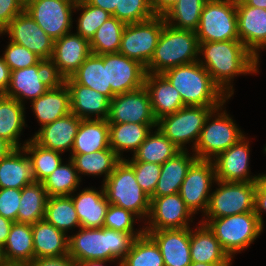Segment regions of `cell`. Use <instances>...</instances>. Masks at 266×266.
<instances>
[{"instance_id": "d6a6232c", "label": "cell", "mask_w": 266, "mask_h": 266, "mask_svg": "<svg viewBox=\"0 0 266 266\" xmlns=\"http://www.w3.org/2000/svg\"><path fill=\"white\" fill-rule=\"evenodd\" d=\"M109 123L106 119L81 120L72 147V154H88L108 149Z\"/></svg>"}, {"instance_id": "7402d4cb", "label": "cell", "mask_w": 266, "mask_h": 266, "mask_svg": "<svg viewBox=\"0 0 266 266\" xmlns=\"http://www.w3.org/2000/svg\"><path fill=\"white\" fill-rule=\"evenodd\" d=\"M158 245L165 266H190V227L144 230Z\"/></svg>"}, {"instance_id": "c3c4849f", "label": "cell", "mask_w": 266, "mask_h": 266, "mask_svg": "<svg viewBox=\"0 0 266 266\" xmlns=\"http://www.w3.org/2000/svg\"><path fill=\"white\" fill-rule=\"evenodd\" d=\"M137 216L131 211L109 204L103 227L113 229L121 232H128L129 234H143L144 229L137 232L134 231V219ZM135 232V233H134Z\"/></svg>"}, {"instance_id": "bcb514c9", "label": "cell", "mask_w": 266, "mask_h": 266, "mask_svg": "<svg viewBox=\"0 0 266 266\" xmlns=\"http://www.w3.org/2000/svg\"><path fill=\"white\" fill-rule=\"evenodd\" d=\"M82 9L78 19L77 33L89 41L95 35L97 29L112 15L96 6L88 4L85 0L77 1L75 9Z\"/></svg>"}, {"instance_id": "5b68a950", "label": "cell", "mask_w": 266, "mask_h": 266, "mask_svg": "<svg viewBox=\"0 0 266 266\" xmlns=\"http://www.w3.org/2000/svg\"><path fill=\"white\" fill-rule=\"evenodd\" d=\"M109 204L131 211L138 218L148 217L150 197L136 181L133 168L121 160L102 185Z\"/></svg>"}, {"instance_id": "83f0119b", "label": "cell", "mask_w": 266, "mask_h": 266, "mask_svg": "<svg viewBox=\"0 0 266 266\" xmlns=\"http://www.w3.org/2000/svg\"><path fill=\"white\" fill-rule=\"evenodd\" d=\"M2 254L5 264L29 265L34 260L32 224L14 222Z\"/></svg>"}, {"instance_id": "f5cc1de1", "label": "cell", "mask_w": 266, "mask_h": 266, "mask_svg": "<svg viewBox=\"0 0 266 266\" xmlns=\"http://www.w3.org/2000/svg\"><path fill=\"white\" fill-rule=\"evenodd\" d=\"M24 7V0H0V29L3 31Z\"/></svg>"}, {"instance_id": "e575fe53", "label": "cell", "mask_w": 266, "mask_h": 266, "mask_svg": "<svg viewBox=\"0 0 266 266\" xmlns=\"http://www.w3.org/2000/svg\"><path fill=\"white\" fill-rule=\"evenodd\" d=\"M24 108L16 99L0 94V137L14 148H21L18 141L25 126Z\"/></svg>"}, {"instance_id": "484cf974", "label": "cell", "mask_w": 266, "mask_h": 266, "mask_svg": "<svg viewBox=\"0 0 266 266\" xmlns=\"http://www.w3.org/2000/svg\"><path fill=\"white\" fill-rule=\"evenodd\" d=\"M144 87L157 120L184 107L179 92L162 74L146 73Z\"/></svg>"}, {"instance_id": "680465c9", "label": "cell", "mask_w": 266, "mask_h": 266, "mask_svg": "<svg viewBox=\"0 0 266 266\" xmlns=\"http://www.w3.org/2000/svg\"><path fill=\"white\" fill-rule=\"evenodd\" d=\"M88 4L102 8L109 14L113 15L117 5V0H85Z\"/></svg>"}, {"instance_id": "1f68e13d", "label": "cell", "mask_w": 266, "mask_h": 266, "mask_svg": "<svg viewBox=\"0 0 266 266\" xmlns=\"http://www.w3.org/2000/svg\"><path fill=\"white\" fill-rule=\"evenodd\" d=\"M34 259L42 257H62L68 255L67 233L57 229L47 221L32 224Z\"/></svg>"}, {"instance_id": "8fae6325", "label": "cell", "mask_w": 266, "mask_h": 266, "mask_svg": "<svg viewBox=\"0 0 266 266\" xmlns=\"http://www.w3.org/2000/svg\"><path fill=\"white\" fill-rule=\"evenodd\" d=\"M165 23L164 16L155 15L144 22L126 24L119 53L146 67L153 57Z\"/></svg>"}, {"instance_id": "b9f144b4", "label": "cell", "mask_w": 266, "mask_h": 266, "mask_svg": "<svg viewBox=\"0 0 266 266\" xmlns=\"http://www.w3.org/2000/svg\"><path fill=\"white\" fill-rule=\"evenodd\" d=\"M126 23L111 16L96 31L90 42L92 54L102 55L119 52Z\"/></svg>"}, {"instance_id": "6125c7cd", "label": "cell", "mask_w": 266, "mask_h": 266, "mask_svg": "<svg viewBox=\"0 0 266 266\" xmlns=\"http://www.w3.org/2000/svg\"><path fill=\"white\" fill-rule=\"evenodd\" d=\"M244 2L249 6L266 9V0H244Z\"/></svg>"}, {"instance_id": "d6986e66", "label": "cell", "mask_w": 266, "mask_h": 266, "mask_svg": "<svg viewBox=\"0 0 266 266\" xmlns=\"http://www.w3.org/2000/svg\"><path fill=\"white\" fill-rule=\"evenodd\" d=\"M191 211L185 205L179 193L161 197H150L148 214L149 227L144 230L183 229L189 228ZM150 219V221H149Z\"/></svg>"}, {"instance_id": "003e7915", "label": "cell", "mask_w": 266, "mask_h": 266, "mask_svg": "<svg viewBox=\"0 0 266 266\" xmlns=\"http://www.w3.org/2000/svg\"><path fill=\"white\" fill-rule=\"evenodd\" d=\"M3 266H29V265L4 264Z\"/></svg>"}, {"instance_id": "8d00e7d4", "label": "cell", "mask_w": 266, "mask_h": 266, "mask_svg": "<svg viewBox=\"0 0 266 266\" xmlns=\"http://www.w3.org/2000/svg\"><path fill=\"white\" fill-rule=\"evenodd\" d=\"M78 84L106 95L110 100L115 96L111 86H107V64L96 54H90L71 76Z\"/></svg>"}, {"instance_id": "60d3db41", "label": "cell", "mask_w": 266, "mask_h": 266, "mask_svg": "<svg viewBox=\"0 0 266 266\" xmlns=\"http://www.w3.org/2000/svg\"><path fill=\"white\" fill-rule=\"evenodd\" d=\"M44 220L65 233L73 227L80 228V221L70 195L48 197Z\"/></svg>"}, {"instance_id": "ba28073f", "label": "cell", "mask_w": 266, "mask_h": 266, "mask_svg": "<svg viewBox=\"0 0 266 266\" xmlns=\"http://www.w3.org/2000/svg\"><path fill=\"white\" fill-rule=\"evenodd\" d=\"M221 107L215 108L205 120L199 140L193 148L197 159L213 160L244 137L242 131L225 111L217 113L218 117L215 116V120L210 123L209 120L215 115L214 113L221 111Z\"/></svg>"}, {"instance_id": "11a10c76", "label": "cell", "mask_w": 266, "mask_h": 266, "mask_svg": "<svg viewBox=\"0 0 266 266\" xmlns=\"http://www.w3.org/2000/svg\"><path fill=\"white\" fill-rule=\"evenodd\" d=\"M29 266H77L68 255L62 257H42L34 259Z\"/></svg>"}, {"instance_id": "4316f807", "label": "cell", "mask_w": 266, "mask_h": 266, "mask_svg": "<svg viewBox=\"0 0 266 266\" xmlns=\"http://www.w3.org/2000/svg\"><path fill=\"white\" fill-rule=\"evenodd\" d=\"M190 254L192 262L232 264L231 258L220 245L213 232L204 223L193 233L190 229Z\"/></svg>"}, {"instance_id": "f35d334b", "label": "cell", "mask_w": 266, "mask_h": 266, "mask_svg": "<svg viewBox=\"0 0 266 266\" xmlns=\"http://www.w3.org/2000/svg\"><path fill=\"white\" fill-rule=\"evenodd\" d=\"M70 159L74 162L78 174L101 175L105 174V181L121 161L111 149L98 150L88 154H72Z\"/></svg>"}, {"instance_id": "91938a15", "label": "cell", "mask_w": 266, "mask_h": 266, "mask_svg": "<svg viewBox=\"0 0 266 266\" xmlns=\"http://www.w3.org/2000/svg\"><path fill=\"white\" fill-rule=\"evenodd\" d=\"M13 221L0 215V247L2 248L7 241Z\"/></svg>"}, {"instance_id": "52a82bcc", "label": "cell", "mask_w": 266, "mask_h": 266, "mask_svg": "<svg viewBox=\"0 0 266 266\" xmlns=\"http://www.w3.org/2000/svg\"><path fill=\"white\" fill-rule=\"evenodd\" d=\"M195 32L199 43L239 40L236 0H208Z\"/></svg>"}, {"instance_id": "681fc988", "label": "cell", "mask_w": 266, "mask_h": 266, "mask_svg": "<svg viewBox=\"0 0 266 266\" xmlns=\"http://www.w3.org/2000/svg\"><path fill=\"white\" fill-rule=\"evenodd\" d=\"M134 170L137 183L151 197L157 187L161 165L148 162H127Z\"/></svg>"}, {"instance_id": "03108f58", "label": "cell", "mask_w": 266, "mask_h": 266, "mask_svg": "<svg viewBox=\"0 0 266 266\" xmlns=\"http://www.w3.org/2000/svg\"><path fill=\"white\" fill-rule=\"evenodd\" d=\"M5 264L2 254V248L0 247V266H3Z\"/></svg>"}, {"instance_id": "9c48e42d", "label": "cell", "mask_w": 266, "mask_h": 266, "mask_svg": "<svg viewBox=\"0 0 266 266\" xmlns=\"http://www.w3.org/2000/svg\"><path fill=\"white\" fill-rule=\"evenodd\" d=\"M217 107L184 106L157 120V128L180 150L190 141L195 148L208 115Z\"/></svg>"}, {"instance_id": "d4e9b609", "label": "cell", "mask_w": 266, "mask_h": 266, "mask_svg": "<svg viewBox=\"0 0 266 266\" xmlns=\"http://www.w3.org/2000/svg\"><path fill=\"white\" fill-rule=\"evenodd\" d=\"M31 102L41 127L71 113L70 92L64 81L58 80L43 95Z\"/></svg>"}, {"instance_id": "cb8c5ba5", "label": "cell", "mask_w": 266, "mask_h": 266, "mask_svg": "<svg viewBox=\"0 0 266 266\" xmlns=\"http://www.w3.org/2000/svg\"><path fill=\"white\" fill-rule=\"evenodd\" d=\"M81 120L73 113H69L41 127L31 139L41 147L60 153L72 150Z\"/></svg>"}, {"instance_id": "7bdbcfd3", "label": "cell", "mask_w": 266, "mask_h": 266, "mask_svg": "<svg viewBox=\"0 0 266 266\" xmlns=\"http://www.w3.org/2000/svg\"><path fill=\"white\" fill-rule=\"evenodd\" d=\"M119 266H165L155 241L143 233L133 242L131 250L119 261Z\"/></svg>"}, {"instance_id": "f907efd6", "label": "cell", "mask_w": 266, "mask_h": 266, "mask_svg": "<svg viewBox=\"0 0 266 266\" xmlns=\"http://www.w3.org/2000/svg\"><path fill=\"white\" fill-rule=\"evenodd\" d=\"M4 52L2 57L11 71L33 66L41 60L28 48L11 41Z\"/></svg>"}, {"instance_id": "f1b7e54d", "label": "cell", "mask_w": 266, "mask_h": 266, "mask_svg": "<svg viewBox=\"0 0 266 266\" xmlns=\"http://www.w3.org/2000/svg\"><path fill=\"white\" fill-rule=\"evenodd\" d=\"M77 212L80 227L102 228L109 202L106 199L104 189H83L77 196L70 195Z\"/></svg>"}, {"instance_id": "e7e4bbea", "label": "cell", "mask_w": 266, "mask_h": 266, "mask_svg": "<svg viewBox=\"0 0 266 266\" xmlns=\"http://www.w3.org/2000/svg\"><path fill=\"white\" fill-rule=\"evenodd\" d=\"M231 264H210V263H197L192 262L190 266H230Z\"/></svg>"}, {"instance_id": "74e56055", "label": "cell", "mask_w": 266, "mask_h": 266, "mask_svg": "<svg viewBox=\"0 0 266 266\" xmlns=\"http://www.w3.org/2000/svg\"><path fill=\"white\" fill-rule=\"evenodd\" d=\"M48 195L42 183L34 182L21 189V200L17 213V222L35 224L43 220Z\"/></svg>"}, {"instance_id": "816d5d0a", "label": "cell", "mask_w": 266, "mask_h": 266, "mask_svg": "<svg viewBox=\"0 0 266 266\" xmlns=\"http://www.w3.org/2000/svg\"><path fill=\"white\" fill-rule=\"evenodd\" d=\"M20 200L21 189L0 188V215L17 222Z\"/></svg>"}, {"instance_id": "9a60e30c", "label": "cell", "mask_w": 266, "mask_h": 266, "mask_svg": "<svg viewBox=\"0 0 266 266\" xmlns=\"http://www.w3.org/2000/svg\"><path fill=\"white\" fill-rule=\"evenodd\" d=\"M91 54L90 42L79 34L71 32L54 40L49 65L57 80L71 77Z\"/></svg>"}, {"instance_id": "ac0fdd59", "label": "cell", "mask_w": 266, "mask_h": 266, "mask_svg": "<svg viewBox=\"0 0 266 266\" xmlns=\"http://www.w3.org/2000/svg\"><path fill=\"white\" fill-rule=\"evenodd\" d=\"M107 64V86L115 95L137 90L144 86L146 69L139 61L121 53L99 55Z\"/></svg>"}, {"instance_id": "7dc6e473", "label": "cell", "mask_w": 266, "mask_h": 266, "mask_svg": "<svg viewBox=\"0 0 266 266\" xmlns=\"http://www.w3.org/2000/svg\"><path fill=\"white\" fill-rule=\"evenodd\" d=\"M126 24L147 21L155 16L148 0H117L112 15Z\"/></svg>"}, {"instance_id": "44dd1931", "label": "cell", "mask_w": 266, "mask_h": 266, "mask_svg": "<svg viewBox=\"0 0 266 266\" xmlns=\"http://www.w3.org/2000/svg\"><path fill=\"white\" fill-rule=\"evenodd\" d=\"M239 40L259 60V49H266V9L236 0Z\"/></svg>"}, {"instance_id": "e0dca14e", "label": "cell", "mask_w": 266, "mask_h": 266, "mask_svg": "<svg viewBox=\"0 0 266 266\" xmlns=\"http://www.w3.org/2000/svg\"><path fill=\"white\" fill-rule=\"evenodd\" d=\"M4 32L9 34L11 42L28 48L41 60L49 62L54 39L48 36L25 10L11 20Z\"/></svg>"}, {"instance_id": "603a6c76", "label": "cell", "mask_w": 266, "mask_h": 266, "mask_svg": "<svg viewBox=\"0 0 266 266\" xmlns=\"http://www.w3.org/2000/svg\"><path fill=\"white\" fill-rule=\"evenodd\" d=\"M63 81L70 92L71 113L82 120L91 119V116H96L94 119H107L110 99L106 95L78 84L72 77Z\"/></svg>"}, {"instance_id": "6f0895ef", "label": "cell", "mask_w": 266, "mask_h": 266, "mask_svg": "<svg viewBox=\"0 0 266 266\" xmlns=\"http://www.w3.org/2000/svg\"><path fill=\"white\" fill-rule=\"evenodd\" d=\"M178 0H154L151 3L155 15L163 16Z\"/></svg>"}, {"instance_id": "f6af8a7d", "label": "cell", "mask_w": 266, "mask_h": 266, "mask_svg": "<svg viewBox=\"0 0 266 266\" xmlns=\"http://www.w3.org/2000/svg\"><path fill=\"white\" fill-rule=\"evenodd\" d=\"M22 147L31 160L35 182L41 183L62 163L60 152L41 147L32 139Z\"/></svg>"}, {"instance_id": "f546056e", "label": "cell", "mask_w": 266, "mask_h": 266, "mask_svg": "<svg viewBox=\"0 0 266 266\" xmlns=\"http://www.w3.org/2000/svg\"><path fill=\"white\" fill-rule=\"evenodd\" d=\"M26 155L23 147L15 148L0 160V188L22 189L35 182L31 160Z\"/></svg>"}, {"instance_id": "3957f363", "label": "cell", "mask_w": 266, "mask_h": 266, "mask_svg": "<svg viewBox=\"0 0 266 266\" xmlns=\"http://www.w3.org/2000/svg\"><path fill=\"white\" fill-rule=\"evenodd\" d=\"M162 75L179 92L184 106L220 107L229 99L199 61L167 69Z\"/></svg>"}, {"instance_id": "4dcf8cb0", "label": "cell", "mask_w": 266, "mask_h": 266, "mask_svg": "<svg viewBox=\"0 0 266 266\" xmlns=\"http://www.w3.org/2000/svg\"><path fill=\"white\" fill-rule=\"evenodd\" d=\"M196 160V155L190 157L186 150H180L162 164L157 187L151 197L178 193L189 168Z\"/></svg>"}, {"instance_id": "ee69618b", "label": "cell", "mask_w": 266, "mask_h": 266, "mask_svg": "<svg viewBox=\"0 0 266 266\" xmlns=\"http://www.w3.org/2000/svg\"><path fill=\"white\" fill-rule=\"evenodd\" d=\"M68 165L60 164L41 183L49 197L71 195L80 185V176L74 162L70 159Z\"/></svg>"}, {"instance_id": "836d02e7", "label": "cell", "mask_w": 266, "mask_h": 266, "mask_svg": "<svg viewBox=\"0 0 266 266\" xmlns=\"http://www.w3.org/2000/svg\"><path fill=\"white\" fill-rule=\"evenodd\" d=\"M157 123H109V146L121 160V151L135 153Z\"/></svg>"}, {"instance_id": "4fadbf2b", "label": "cell", "mask_w": 266, "mask_h": 266, "mask_svg": "<svg viewBox=\"0 0 266 266\" xmlns=\"http://www.w3.org/2000/svg\"><path fill=\"white\" fill-rule=\"evenodd\" d=\"M57 81L49 62L40 60L33 66L11 71L10 83L4 95L23 104L25 98L31 101L37 99Z\"/></svg>"}, {"instance_id": "ffe728a7", "label": "cell", "mask_w": 266, "mask_h": 266, "mask_svg": "<svg viewBox=\"0 0 266 266\" xmlns=\"http://www.w3.org/2000/svg\"><path fill=\"white\" fill-rule=\"evenodd\" d=\"M245 136L213 159L216 180L223 182H253L260 177L249 175V141ZM249 175V176H248Z\"/></svg>"}, {"instance_id": "2e32d148", "label": "cell", "mask_w": 266, "mask_h": 266, "mask_svg": "<svg viewBox=\"0 0 266 266\" xmlns=\"http://www.w3.org/2000/svg\"><path fill=\"white\" fill-rule=\"evenodd\" d=\"M108 123H157L149 94L143 86L110 100Z\"/></svg>"}, {"instance_id": "8992f818", "label": "cell", "mask_w": 266, "mask_h": 266, "mask_svg": "<svg viewBox=\"0 0 266 266\" xmlns=\"http://www.w3.org/2000/svg\"><path fill=\"white\" fill-rule=\"evenodd\" d=\"M202 223L213 232L231 258L234 256L233 253L246 249L263 231L255 211L221 218H207Z\"/></svg>"}, {"instance_id": "5bb4252c", "label": "cell", "mask_w": 266, "mask_h": 266, "mask_svg": "<svg viewBox=\"0 0 266 266\" xmlns=\"http://www.w3.org/2000/svg\"><path fill=\"white\" fill-rule=\"evenodd\" d=\"M213 180L216 181L213 160L197 159L189 168L178 193L192 214L200 209L206 212Z\"/></svg>"}, {"instance_id": "94428289", "label": "cell", "mask_w": 266, "mask_h": 266, "mask_svg": "<svg viewBox=\"0 0 266 266\" xmlns=\"http://www.w3.org/2000/svg\"><path fill=\"white\" fill-rule=\"evenodd\" d=\"M15 148L5 139L0 137V160L6 157Z\"/></svg>"}, {"instance_id": "9f6ffc18", "label": "cell", "mask_w": 266, "mask_h": 266, "mask_svg": "<svg viewBox=\"0 0 266 266\" xmlns=\"http://www.w3.org/2000/svg\"><path fill=\"white\" fill-rule=\"evenodd\" d=\"M11 77V70L0 56V94H5L8 89Z\"/></svg>"}, {"instance_id": "ab89813d", "label": "cell", "mask_w": 266, "mask_h": 266, "mask_svg": "<svg viewBox=\"0 0 266 266\" xmlns=\"http://www.w3.org/2000/svg\"><path fill=\"white\" fill-rule=\"evenodd\" d=\"M208 0H178L163 16L176 29L196 31L201 12ZM176 21V22H175Z\"/></svg>"}, {"instance_id": "db71d44e", "label": "cell", "mask_w": 266, "mask_h": 266, "mask_svg": "<svg viewBox=\"0 0 266 266\" xmlns=\"http://www.w3.org/2000/svg\"><path fill=\"white\" fill-rule=\"evenodd\" d=\"M255 214L263 226L262 212H266V174L260 175L259 179L256 181V191H255Z\"/></svg>"}, {"instance_id": "30bf717a", "label": "cell", "mask_w": 266, "mask_h": 266, "mask_svg": "<svg viewBox=\"0 0 266 266\" xmlns=\"http://www.w3.org/2000/svg\"><path fill=\"white\" fill-rule=\"evenodd\" d=\"M219 188L211 193L205 215L221 218L254 211L256 181L223 182L215 181Z\"/></svg>"}, {"instance_id": "7c38bea8", "label": "cell", "mask_w": 266, "mask_h": 266, "mask_svg": "<svg viewBox=\"0 0 266 266\" xmlns=\"http://www.w3.org/2000/svg\"><path fill=\"white\" fill-rule=\"evenodd\" d=\"M75 0H26L24 10L52 39L69 33Z\"/></svg>"}, {"instance_id": "7a4b0ae2", "label": "cell", "mask_w": 266, "mask_h": 266, "mask_svg": "<svg viewBox=\"0 0 266 266\" xmlns=\"http://www.w3.org/2000/svg\"><path fill=\"white\" fill-rule=\"evenodd\" d=\"M141 235L106 227H80L76 235L68 236V256L76 263L91 260L121 261L131 250L135 239Z\"/></svg>"}, {"instance_id": "d590c367", "label": "cell", "mask_w": 266, "mask_h": 266, "mask_svg": "<svg viewBox=\"0 0 266 266\" xmlns=\"http://www.w3.org/2000/svg\"><path fill=\"white\" fill-rule=\"evenodd\" d=\"M150 132L144 142L126 162H148L162 165L171 159L180 149L174 145L159 129Z\"/></svg>"}, {"instance_id": "277c9868", "label": "cell", "mask_w": 266, "mask_h": 266, "mask_svg": "<svg viewBox=\"0 0 266 266\" xmlns=\"http://www.w3.org/2000/svg\"><path fill=\"white\" fill-rule=\"evenodd\" d=\"M196 32L176 29L165 23L146 73L162 74L167 69L199 60Z\"/></svg>"}, {"instance_id": "be15d7a7", "label": "cell", "mask_w": 266, "mask_h": 266, "mask_svg": "<svg viewBox=\"0 0 266 266\" xmlns=\"http://www.w3.org/2000/svg\"><path fill=\"white\" fill-rule=\"evenodd\" d=\"M105 262L107 261L91 260V261H84L82 263H77V266H103Z\"/></svg>"}, {"instance_id": "6da1fadb", "label": "cell", "mask_w": 266, "mask_h": 266, "mask_svg": "<svg viewBox=\"0 0 266 266\" xmlns=\"http://www.w3.org/2000/svg\"><path fill=\"white\" fill-rule=\"evenodd\" d=\"M199 54L205 60L199 63L229 98L234 93L230 83L235 75L258 72V59L240 40L200 42Z\"/></svg>"}]
</instances>
